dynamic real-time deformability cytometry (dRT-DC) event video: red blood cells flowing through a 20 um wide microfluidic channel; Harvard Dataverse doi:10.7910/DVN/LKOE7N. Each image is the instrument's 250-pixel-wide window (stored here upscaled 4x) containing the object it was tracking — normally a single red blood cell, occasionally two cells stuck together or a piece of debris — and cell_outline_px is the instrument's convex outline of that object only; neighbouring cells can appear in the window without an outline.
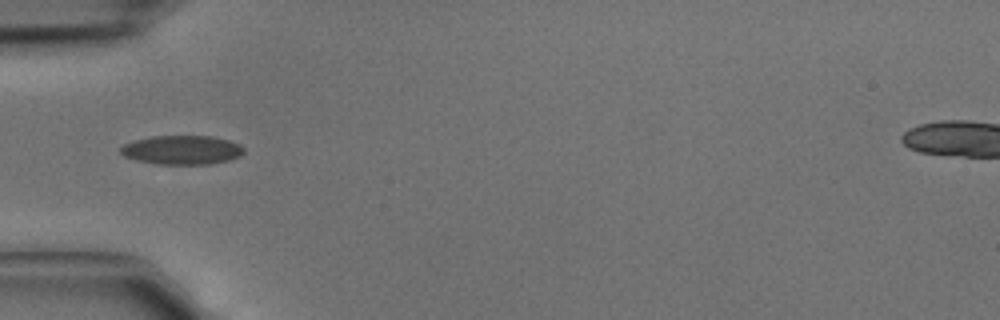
{"species": "common noctule bat (a hibernating species)", "species_latin": "Nyctalus noctula", "temperature_condition": "cold", "stored_images_in_passage": 5, "camera_frame_rate_fps": 3000, "um_per_image_px": 0.085, "animal": {"sex": "male", "body_mass_g": 15.6}, "frame": {"image": 1, "passage_image": 4, "time_ms": 1.0, "image_size_px": [1000, 320], "cell_outline_px": [[244, 152], [240, 156], [228, 160], [208, 164], [160, 164], [136, 160], [124, 156], [120, 152], [120, 148], [124, 144], [136, 140], [152, 136], [212, 136], [228, 140], [240, 144], [244, 148]], "centroid_in_image_um": [15.48, 12.74], "position_along_channel_um": 69.5, "area_um2": 20.75}}